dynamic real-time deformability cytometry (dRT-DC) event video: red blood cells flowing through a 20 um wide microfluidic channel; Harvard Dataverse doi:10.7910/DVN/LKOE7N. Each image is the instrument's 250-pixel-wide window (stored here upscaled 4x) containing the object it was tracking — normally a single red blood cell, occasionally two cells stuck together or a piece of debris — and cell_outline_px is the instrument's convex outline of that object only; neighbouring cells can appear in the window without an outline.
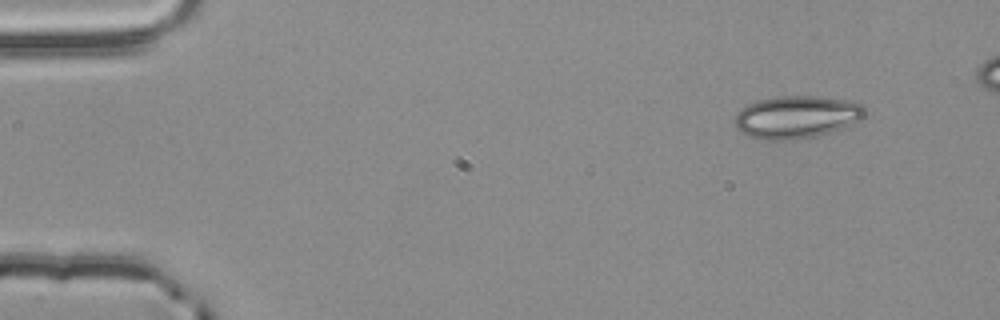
{"species": "common noctule bat (a hibernating species)", "species_latin": "Nyctalus noctula", "temperature_condition": "room temperature", "stored_images_in_passage": 4, "camera_frame_rate_fps": 3000, "um_per_image_px": 0.085, "animal": {"sex": "male", "body_mass_g": 20.4}, "frame": {"image": 1, "passage_image": 1, "time_ms": 0.0, "image_size_px": [1000, 320], "cell_outline_px": [[864, 116], [840, 128], [816, 136], [788, 140], [768, 140], [748, 136], [740, 132], [736, 128], [732, 120], [740, 108], [756, 100], [776, 96], [820, 96], [844, 100], [860, 104], [864, 108]], "centroid_in_image_um": [67.59, 9.94], "position_along_channel_um": 17.4, "area_um2": 32.08}}